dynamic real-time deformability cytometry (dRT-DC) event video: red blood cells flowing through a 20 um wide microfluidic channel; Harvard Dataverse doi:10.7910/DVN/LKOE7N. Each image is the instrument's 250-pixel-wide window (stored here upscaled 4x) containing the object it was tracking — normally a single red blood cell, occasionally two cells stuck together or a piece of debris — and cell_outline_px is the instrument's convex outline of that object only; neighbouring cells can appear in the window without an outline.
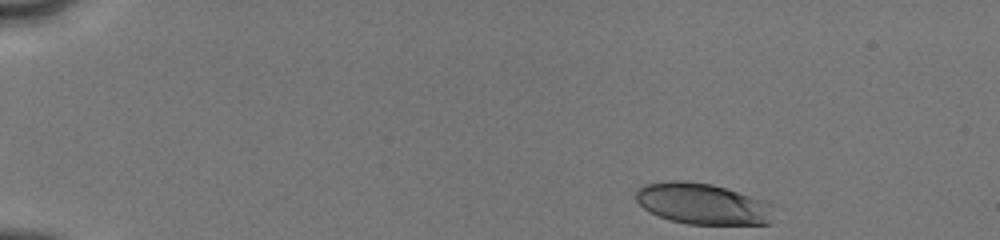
{"species": "human", "species_latin": "Homo sapiens", "temperature_condition": "cold", "stored_images_in_passage": 36, "camera_frame_rate_fps": 3000, "um_per_image_px": 0.085, "donor": {"sex": "male"}, "frame": {"image": 1, "passage_image": 1, "time_ms": 0.0, "image_size_px": [1000, 240], "cell_outline_px": [[772, 224], [688, 224], [672, 220], [660, 216], [644, 208], [636, 200], [636, 188], [644, 184], [664, 180], [684, 180], [712, 184], [764, 200], [772, 204]], "centroid_in_image_um": [59.72, 17.31], "position_along_channel_um": 25.3, "area_um2": 33.12}}
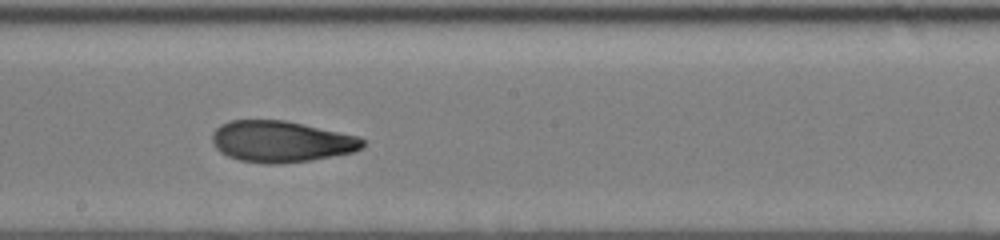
{"frame": {"image": 2, "passage_image": 20, "time_ms": 7.667, "image_size_px": [1000, 240], "cell_outline_px": [[364, 148], [352, 152], [312, 160], [280, 164], [268, 164], [240, 160], [228, 156], [220, 152], [212, 144], [212, 132], [220, 124], [228, 120], [284, 120], [360, 136], [364, 140]], "centroid_in_image_um": [23.88, 12.03], "position_along_channel_um": 224.3, "area_um2": 36.41}}
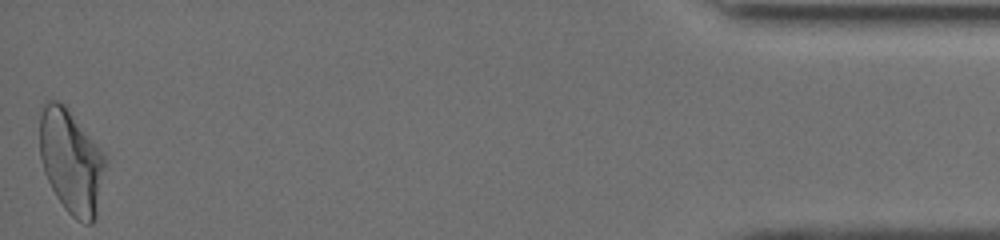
{"frame": {"image": 3, "passage_image": 36, "time_ms": 14.667, "image_size_px": [1000, 240], "cell_outline_px": [[104, 168], [96, 216], [92, 224], [84, 224], [76, 220], [64, 208], [56, 196], [44, 172], [40, 156], [40, 104], [48, 100], [56, 100], [68, 104], [104, 152]], "centroid_in_image_um": [6.03, 13.64], "position_along_channel_um": 429.2, "area_um2": 40.34}, "authors_computed_cell_mechanics": {"area_um2": 36.1539, "velocity_mm_per_s": 4.0287, "shape_relaxation_time_tau1_ms": 6.4698, "shape_relaxation_time_tau2_ms": 2.0351, "deformation_change_tau1": 0.1967, "deformation_change_tau2": 0.0816}}